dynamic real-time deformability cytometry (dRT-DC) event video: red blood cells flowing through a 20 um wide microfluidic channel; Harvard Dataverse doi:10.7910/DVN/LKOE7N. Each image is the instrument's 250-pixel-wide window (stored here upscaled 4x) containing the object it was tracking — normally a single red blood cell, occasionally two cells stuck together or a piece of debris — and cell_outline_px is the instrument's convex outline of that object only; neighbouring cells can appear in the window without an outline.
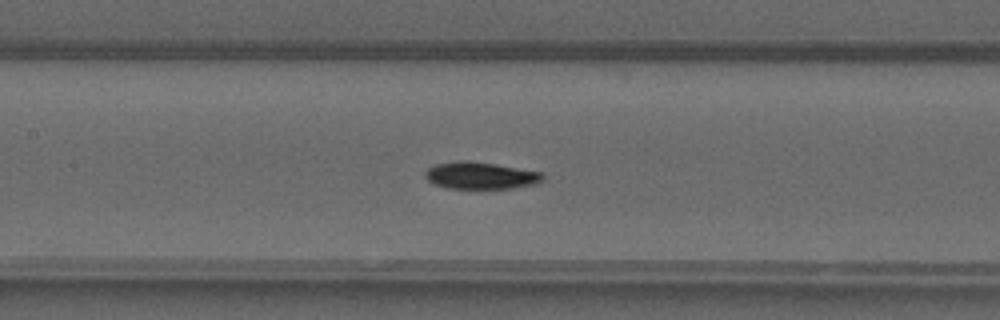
{"species": "common noctule bat (a hibernating species)", "species_latin": "Nyctalus noctula", "temperature_condition": "warm", "stored_images_in_passage": 50, "camera_frame_rate_fps": 3000, "um_per_image_px": 0.085, "animal": {"sex": "male", "forearm_length_mm": 52.5}, "frame": {"image": 1, "passage_image": 24, "time_ms": 7.667, "image_size_px": [1000, 320], "cell_outline_px": [[544, 180], [536, 184], [512, 188], [448, 188], [432, 184], [424, 176], [424, 172], [428, 168], [436, 164], [460, 160], [468, 160], [540, 172], [544, 176]], "centroid_in_image_um": [40.81, 14.93], "position_along_channel_um": 166.6, "area_um2": 18.38}}
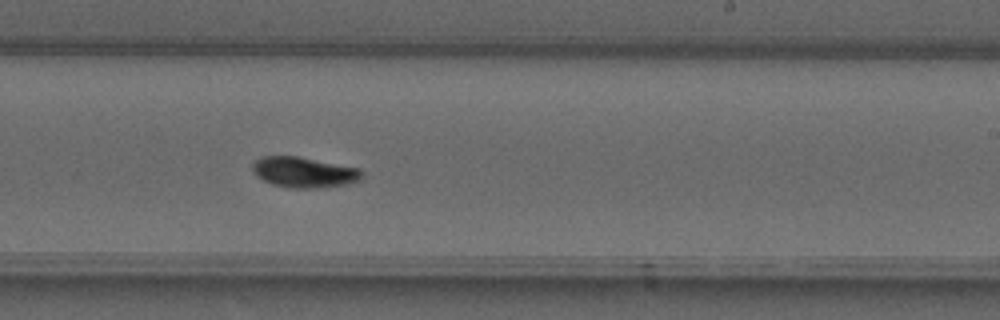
{"frame": {"image": 2, "passage_image": 31, "time_ms": 10.0, "image_size_px": [1000, 320], "cell_outline_px": [[364, 176], [360, 180], [348, 184], [324, 188], [292, 188], [272, 184], [256, 176], [252, 172], [252, 164], [256, 160], [264, 156], [296, 156], [360, 168], [364, 172]], "centroid_in_image_um": [25.87, 14.65], "position_along_channel_um": 263.1, "area_um2": 19.65}}
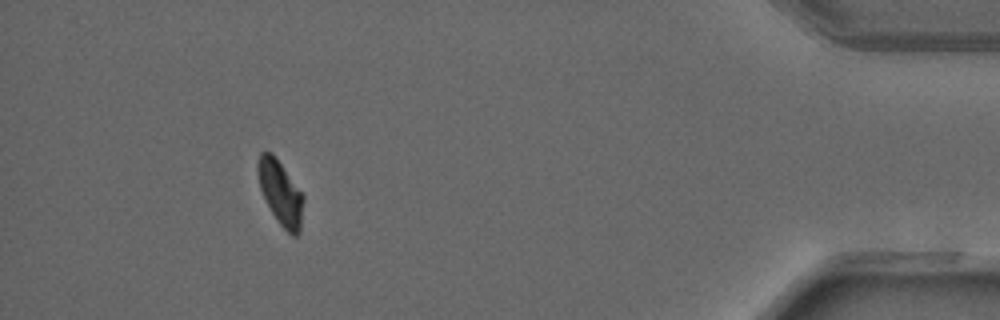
{"frame": {"image": 3, "passage_image": 46, "time_ms": 15.0, "image_size_px": [1000, 320], "cell_outline_px": [[304, 200], [300, 232], [296, 236], [292, 236], [280, 224], [272, 212], [260, 188], [256, 168], [256, 164], [260, 152], [272, 152], [276, 156], [304, 196]], "centroid_in_image_um": [23.84, 16.36], "position_along_channel_um": 411.4, "area_um2": 17.05}, "authors_computed_cell_mechanics": {"area_um2": 17.4556, "velocity_mm_per_s": 4.1603, "shape_relaxation_time_tau1_ms": 7.7931, "shape_relaxation_time_tau2_ms": 4.1724, "deformation_change_tau1": 0.2141, "deformation_change_tau2": 0.0607}}